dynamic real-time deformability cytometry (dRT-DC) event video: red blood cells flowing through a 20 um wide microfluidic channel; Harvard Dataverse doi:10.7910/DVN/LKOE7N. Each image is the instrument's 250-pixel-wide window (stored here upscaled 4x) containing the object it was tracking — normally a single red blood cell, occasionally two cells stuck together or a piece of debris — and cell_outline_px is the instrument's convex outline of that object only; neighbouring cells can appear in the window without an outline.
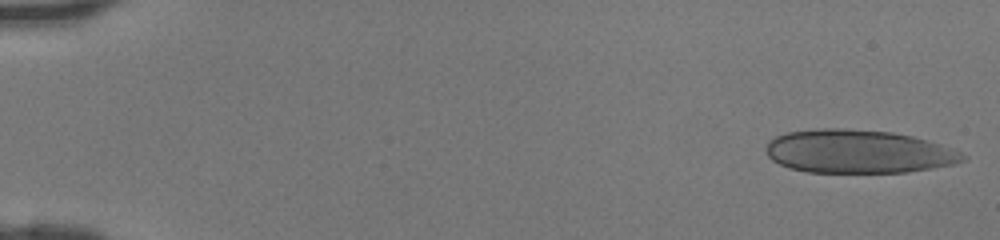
{"species": "human", "species_latin": "Homo sapiens", "temperature_condition": "room temperature", "stored_images_in_passage": 42, "camera_frame_rate_fps": 3000, "um_per_image_px": 0.085, "donor": {"sex": "female"}, "frame": {"image": 1, "passage_image": 1, "time_ms": 0.0, "image_size_px": [1000, 240], "cell_outline_px": [[968, 160], [956, 164], [932, 168], [904, 172], [808, 172], [788, 168], [772, 160], [768, 156], [764, 148], [768, 140], [776, 136], [788, 132], [816, 128], [848, 128], [892, 132], [912, 136], [940, 144], [952, 148], [968, 156]], "centroid_in_image_um": [72.94, 12.87], "position_along_channel_um": 12.1, "area_um2": 50.11}}
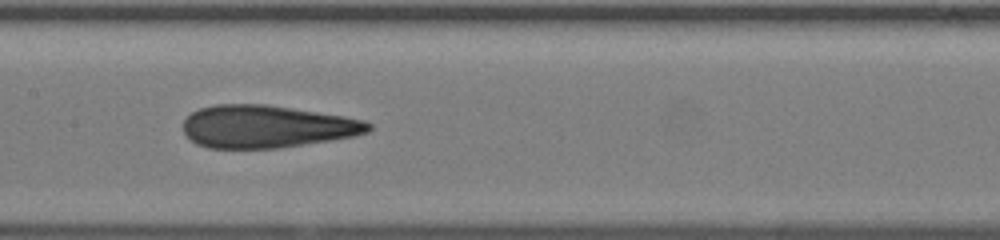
{"frame": {"image": 2, "passage_image": 23, "time_ms": 7.333, "image_size_px": [1000, 240], "cell_outline_px": [[372, 128], [368, 132], [356, 136], [280, 148], [208, 148], [196, 144], [184, 132], [184, 120], [192, 112], [200, 108], [216, 104], [264, 104], [344, 116], [364, 120], [372, 124]], "centroid_in_image_um": [22.69, 10.76], "position_along_channel_um": 184.7, "area_um2": 45.89}}
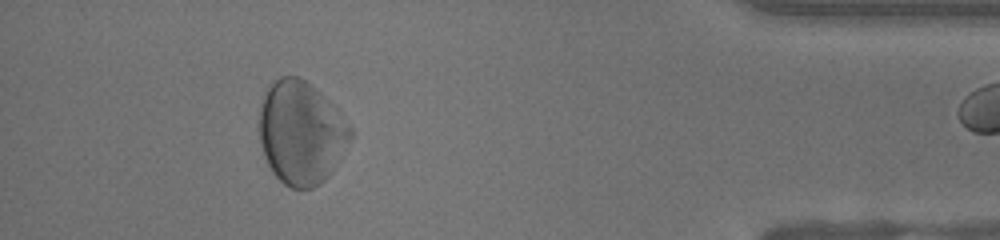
{"frame": {"image": 3, "passage_image": 41, "time_ms": 13.333, "image_size_px": [1000, 240], "cell_outline_px": [[352, 140], [332, 172], [320, 184], [312, 188], [292, 188], [284, 184], [272, 172], [264, 156], [260, 144], [260, 108], [264, 96], [268, 88], [280, 76], [296, 76], [304, 80], [316, 88], [340, 112], [352, 128]], "centroid_in_image_um": [25.62, 11.3], "position_along_channel_um": 409.6, "area_um2": 54.85}}